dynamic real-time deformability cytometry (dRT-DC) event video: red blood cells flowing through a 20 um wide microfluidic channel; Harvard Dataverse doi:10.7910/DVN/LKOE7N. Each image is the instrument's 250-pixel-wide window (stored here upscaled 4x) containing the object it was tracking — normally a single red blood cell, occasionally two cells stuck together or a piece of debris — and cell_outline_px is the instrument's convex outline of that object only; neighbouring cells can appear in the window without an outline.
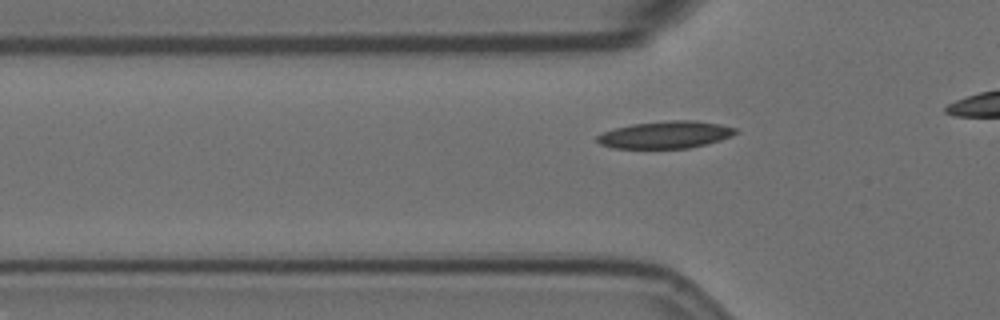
{"species": "Egyptian fruit bat (a non-hibernating species)", "species_latin": "Rousettus aegyptiacus", "temperature_condition": "room temperature", "stored_images_in_passage": 23, "camera_frame_rate_fps": 3000, "um_per_image_px": 0.085, "animal": {"sex": "female"}, "frame": {"image": 1, "passage_image": 2, "time_ms": 0.333, "image_size_px": [1000, 320], "cell_outline_px": [[740, 132], [732, 136], [720, 140], [688, 148], [612, 148], [600, 144], [596, 140], [596, 136], [604, 132], [616, 128], [632, 124], [668, 120], [696, 120], [720, 124], [736, 128]], "centroid_in_image_um": [56.59, 11.44], "position_along_channel_um": 69.2, "area_um2": 21.96}}
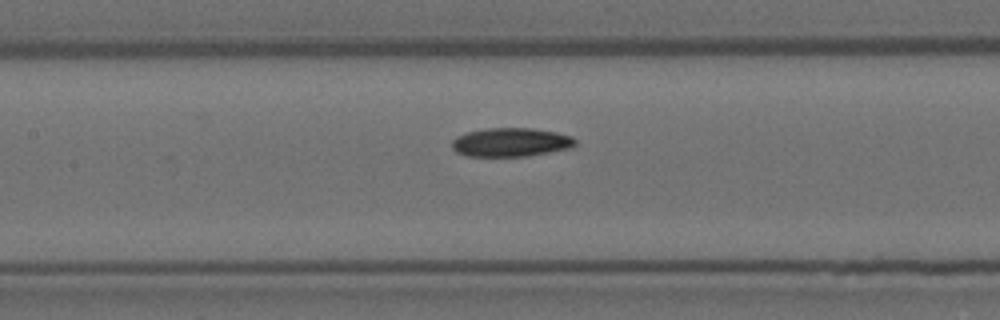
{"frame": {"image": 2, "passage_image": 10, "time_ms": 3.0, "image_size_px": [1000, 320], "cell_outline_px": [[576, 144], [572, 148], [528, 156], [468, 156], [456, 152], [452, 148], [452, 140], [456, 136], [468, 132], [488, 128], [532, 128], [556, 132], [572, 136], [576, 140]], "centroid_in_image_um": [43.44, 12.09], "position_along_channel_um": 164.0, "area_um2": 20.75}}
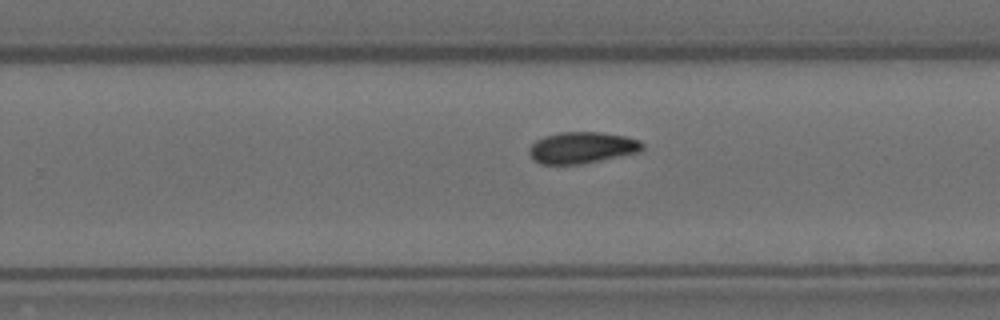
{"frame": {"image": 3, "passage_image": 20, "time_ms": 6.333, "image_size_px": [1000, 320], "cell_outline_px": [[644, 148], [640, 152], [584, 164], [540, 164], [528, 152], [528, 148], [536, 140], [544, 136], [560, 132], [596, 132], [624, 136], [640, 140], [644, 144]], "centroid_in_image_um": [49.49, 12.55], "position_along_channel_um": 280.3, "area_um2": 20.81}}